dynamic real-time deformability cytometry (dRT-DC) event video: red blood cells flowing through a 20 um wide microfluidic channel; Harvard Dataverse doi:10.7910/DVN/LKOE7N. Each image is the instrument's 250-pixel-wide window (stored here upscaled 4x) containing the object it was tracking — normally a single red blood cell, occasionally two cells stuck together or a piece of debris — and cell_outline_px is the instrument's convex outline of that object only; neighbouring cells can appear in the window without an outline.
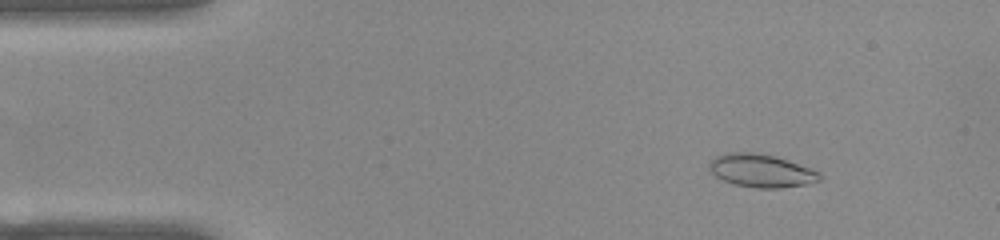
{"species": "common noctule bat (a hibernating species)", "species_latin": "Nyctalus noctula", "temperature_condition": "warm", "stored_images_in_passage": 47, "camera_frame_rate_fps": 3000, "um_per_image_px": 0.085, "animal": {"sex": "female", "body_mass_g": 22.0, "forearm_length_mm": 56.7}, "frame": {"image": 1, "passage_image": 1, "time_ms": 0.0, "image_size_px": [1000, 240], "cell_outline_px": [[820, 180], [808, 184], [780, 188], [756, 188], [736, 184], [724, 180], [716, 176], [708, 168], [708, 164], [716, 156], [728, 152], [752, 152], [776, 156], [820, 172]], "centroid_in_image_um": [64.7, 14.51], "position_along_channel_um": 20.3, "area_um2": 21.1}}
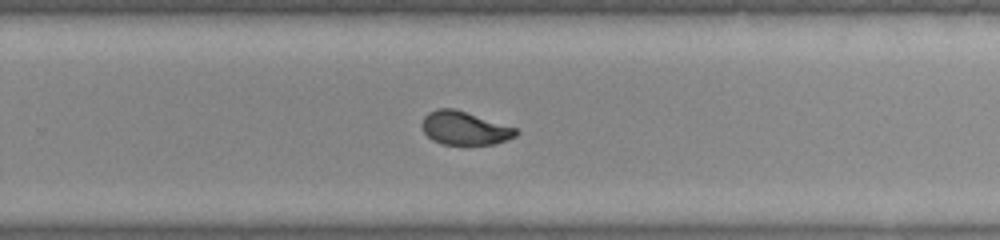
{"frame": {"image": 2, "passage_image": 28, "time_ms": 9.0, "image_size_px": [1000, 240], "cell_outline_px": [[520, 132], [516, 136], [496, 144], [440, 144], [432, 140], [424, 132], [420, 124], [424, 116], [428, 112], [436, 108], [456, 108], [516, 128]], "centroid_in_image_um": [39.47, 10.88], "position_along_channel_um": 290.3, "area_um2": 18.5}}
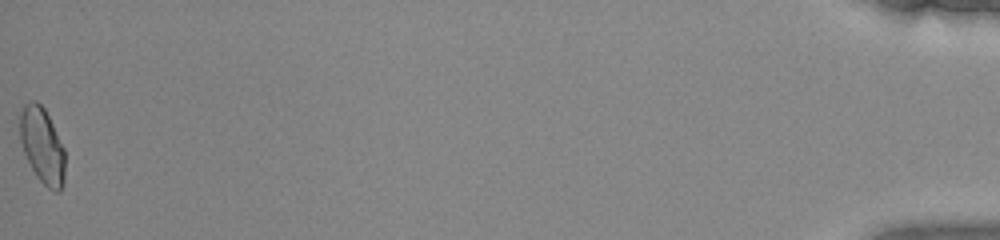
{"frame": {"image": 3, "passage_image": 47, "time_ms": 15.333, "image_size_px": [1000, 240], "cell_outline_px": [[64, 184], [60, 192], [56, 192], [48, 188], [36, 176], [24, 152], [20, 140], [20, 112], [24, 104], [32, 100], [36, 100], [44, 108], [64, 148]], "centroid_in_image_um": [3.59, 12.38], "position_along_channel_um": 431.6, "area_um2": 19.77}, "authors_computed_cell_mechanics": {"area_um2": 19.2474, "velocity_mm_per_s": 3.9054, "shape_relaxation_time_tau1_ms": 8.8217, "shape_relaxation_time_tau2_ms": 0.8704, "deformation_change_tau1": 0.2205, "deformation_change_tau2": 0.0639}}